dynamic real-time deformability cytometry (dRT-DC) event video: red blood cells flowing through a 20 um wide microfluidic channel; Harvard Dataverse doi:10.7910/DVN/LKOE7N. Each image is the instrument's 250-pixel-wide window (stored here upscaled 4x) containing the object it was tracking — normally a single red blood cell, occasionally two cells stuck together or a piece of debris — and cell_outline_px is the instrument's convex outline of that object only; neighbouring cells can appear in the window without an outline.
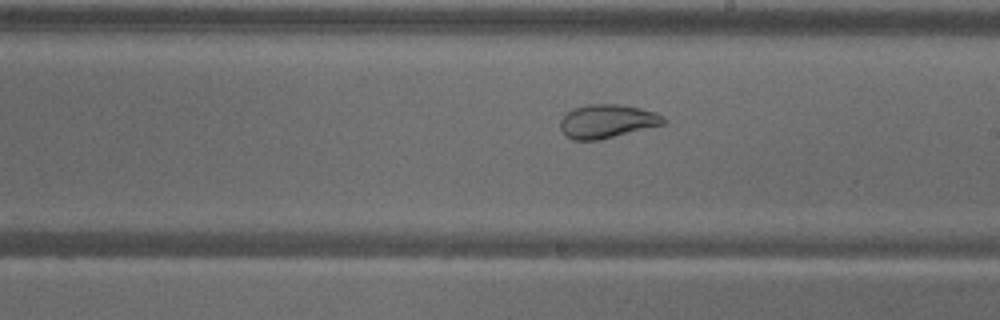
{"species": "common noctule bat (a hibernating species)", "species_latin": "Nyctalus noctula", "temperature_condition": "warm", "stored_images_in_passage": 57, "camera_frame_rate_fps": 3000, "um_per_image_px": 0.085, "animal": {"sex": "male", "body_mass_g": 18.8}, "frame": {"image": 1, "passage_image": 33, "time_ms": 10.667, "image_size_px": [1000, 320], "cell_outline_px": [[664, 124], [600, 140], [572, 140], [564, 136], [560, 128], [560, 120], [568, 112], [576, 108], [588, 104], [620, 104], [640, 108], [656, 112], [664, 116]], "centroid_in_image_um": [51.59, 10.31], "position_along_channel_um": 237.4, "area_um2": 20.23}, "authors_computed_cell_mechanics": {"area_um2": 28.6688, "velocity_mm_per_s": 3.5705, "shape_relaxation_time_tau1_ms": null, "shape_relaxation_time_tau2_ms": 0.9765, "deformation_change_tau1": null, "deformation_change_tau2": 0.0567}}